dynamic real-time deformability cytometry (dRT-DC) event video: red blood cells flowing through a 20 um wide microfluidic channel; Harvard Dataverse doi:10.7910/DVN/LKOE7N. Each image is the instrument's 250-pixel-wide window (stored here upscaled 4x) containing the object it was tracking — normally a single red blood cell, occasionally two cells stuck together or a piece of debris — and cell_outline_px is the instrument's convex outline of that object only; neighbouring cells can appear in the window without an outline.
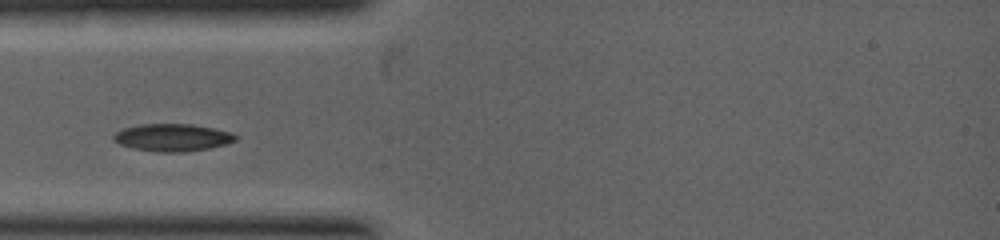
{"species": "common noctule bat (a hibernating species)", "species_latin": "Nyctalus noctula", "temperature_condition": "warm", "stored_images_in_passage": 3, "camera_frame_rate_fps": 5000, "um_per_image_px": 0.085, "animal": {"sex": "female", "body_mass_g": 19.0, "forearm_length_mm": 53.3}, "frame": {"image": 1, "passage_image": 2, "time_ms": 1.0, "image_size_px": [1000, 240], "cell_outline_px": [[236, 140], [224, 144], [208, 148], [180, 152], [156, 152], [132, 148], [120, 144], [112, 140], [112, 136], [116, 132], [124, 128], [140, 124], [192, 124], [232, 132], [236, 136]], "centroid_in_image_um": [14.61, 11.68], "position_along_channel_um": 70.4, "area_um2": 19.36}}